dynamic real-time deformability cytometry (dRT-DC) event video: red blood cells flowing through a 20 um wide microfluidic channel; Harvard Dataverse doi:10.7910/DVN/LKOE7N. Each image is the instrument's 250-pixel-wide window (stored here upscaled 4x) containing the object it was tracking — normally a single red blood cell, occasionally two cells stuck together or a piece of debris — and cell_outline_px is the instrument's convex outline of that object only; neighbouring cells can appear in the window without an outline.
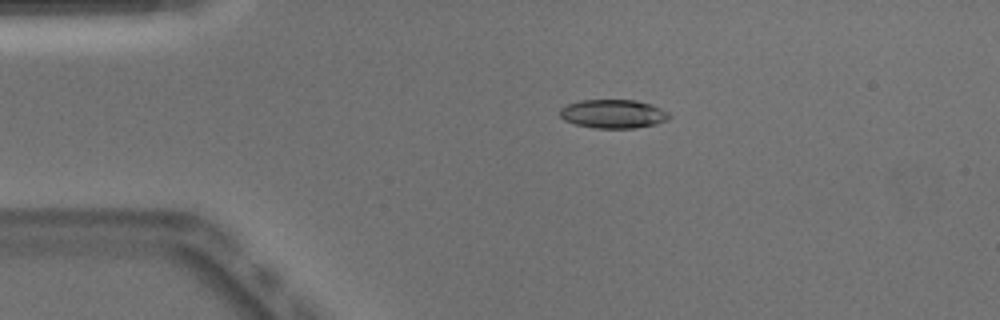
{"species": "Egyptian fruit bat (a non-hibernating species)", "species_latin": "Rousettus aegyptiacus", "temperature_condition": "warm", "stored_images_in_passage": 41, "camera_frame_rate_fps": 3000, "um_per_image_px": 0.085, "animal": {"sex": "male"}, "frame": {"image": 1, "passage_image": 1, "time_ms": 0.0, "image_size_px": [1000, 320], "cell_outline_px": [[672, 116], [668, 120], [656, 124], [632, 128], [596, 128], [576, 124], [564, 120], [560, 116], [560, 108], [568, 104], [580, 100], [636, 100], [652, 104], [668, 112]], "centroid_in_image_um": [52.14, 9.67], "position_along_channel_um": 32.9, "area_um2": 18.32}}
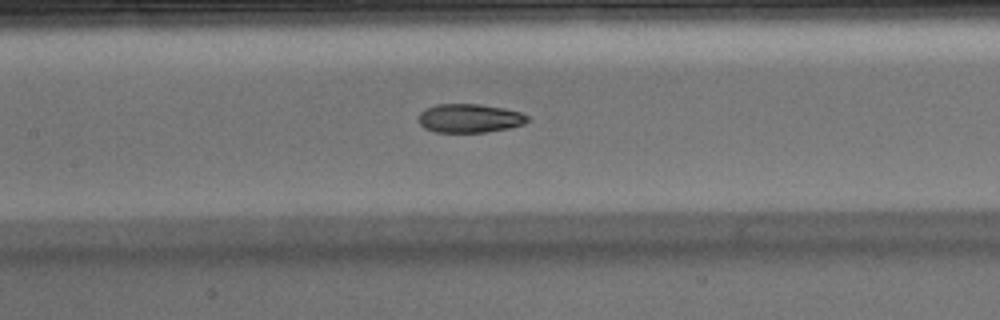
{"frame": {"image": 2, "passage_image": 14, "time_ms": 4.333, "image_size_px": [1000, 320], "cell_outline_px": [[528, 120], [524, 124], [508, 128], [484, 132], [436, 132], [424, 128], [420, 124], [420, 112], [436, 104], [480, 104], [504, 108], [520, 112], [528, 116]], "centroid_in_image_um": [39.92, 10.05], "position_along_channel_um": 167.5, "area_um2": 18.09}}
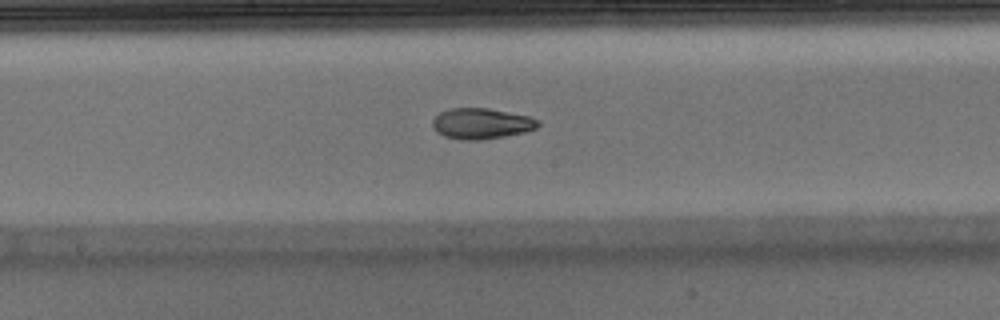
{"frame": {"image": 3, "passage_image": 17, "time_ms": 5.333, "image_size_px": [1000, 320], "cell_outline_px": [[540, 124], [536, 128], [524, 132], [504, 136], [480, 140], [460, 140], [444, 136], [436, 132], [432, 128], [432, 120], [440, 112], [448, 108], [488, 108], [528, 116], [540, 120]], "centroid_in_image_um": [40.88, 10.5], "position_along_channel_um": 207.3, "area_um2": 19.02}, "authors_computed_cell_mechanics": {"area_um2": 19.363, "velocity_mm_per_s": 3.9843, "shape_relaxation_time_tau1_ms": 9.5079, "shape_relaxation_time_tau2_ms": 2.6582, "deformation_change_tau1": 0.2517, "deformation_change_tau2": 0.0925}}